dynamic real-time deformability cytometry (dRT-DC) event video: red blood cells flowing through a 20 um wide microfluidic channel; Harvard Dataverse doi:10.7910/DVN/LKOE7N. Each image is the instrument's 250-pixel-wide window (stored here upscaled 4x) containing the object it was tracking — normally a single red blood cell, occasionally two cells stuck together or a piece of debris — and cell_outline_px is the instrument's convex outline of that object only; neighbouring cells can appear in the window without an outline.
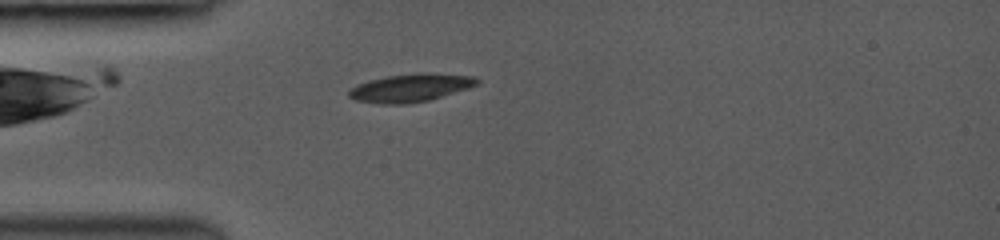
{"species": "common noctule bat (a hibernating species)", "species_latin": "Nyctalus noctula", "temperature_condition": "room temperature", "stored_images_in_passage": 7, "camera_frame_rate_fps": 3000, "um_per_image_px": 0.085, "animal": {"sex": "female", "body_mass_g": 19.0, "forearm_length_mm": 53.3}, "frame": {"image": 1, "passage_image": 3, "time_ms": 1.333, "image_size_px": [1000, 240], "cell_outline_px": [[480, 84], [468, 88], [428, 100], [408, 104], [380, 104], [356, 100], [348, 96], [348, 92], [356, 84], [368, 80], [384, 76], [424, 72], [476, 76], [480, 80]], "centroid_in_image_um": [34.9, 7.45], "position_along_channel_um": 50.1, "area_um2": 21.1}}
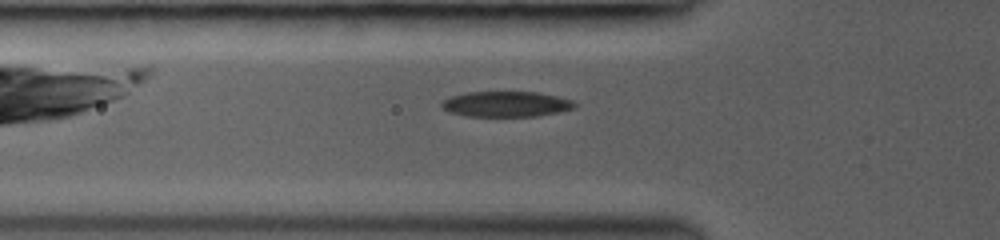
{"frame": {"image": 2, "passage_image": 5, "time_ms": 2.333, "image_size_px": [1000, 240], "cell_outline_px": [[580, 104], [576, 108], [560, 112], [536, 116], [464, 116], [452, 112], [444, 108], [440, 104], [444, 100], [452, 96], [464, 92], [536, 92], [556, 96], [572, 100]], "centroid_in_image_um": [43.09, 8.85], "position_along_channel_um": 82.7, "area_um2": 19.77}}
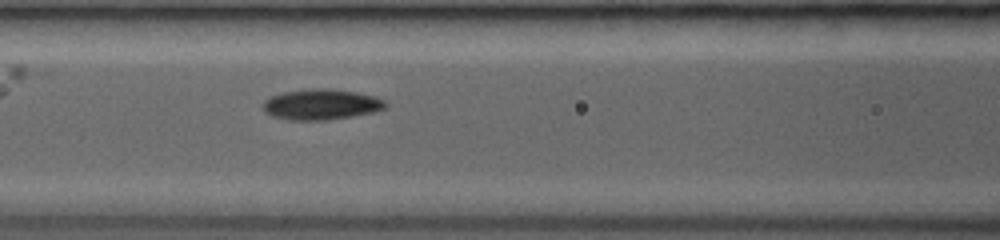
{"frame": {"image": 3, "passage_image": 7, "time_ms": 3.667, "image_size_px": [1000, 240], "cell_outline_px": [[388, 104], [384, 108], [372, 112], [352, 116], [328, 120], [288, 120], [272, 116], [264, 112], [264, 100], [272, 96], [284, 92], [316, 88], [328, 88], [356, 92], [376, 96], [384, 100]], "centroid_in_image_um": [27.31, 8.88], "position_along_channel_um": 139.3, "area_um2": 21.79}}